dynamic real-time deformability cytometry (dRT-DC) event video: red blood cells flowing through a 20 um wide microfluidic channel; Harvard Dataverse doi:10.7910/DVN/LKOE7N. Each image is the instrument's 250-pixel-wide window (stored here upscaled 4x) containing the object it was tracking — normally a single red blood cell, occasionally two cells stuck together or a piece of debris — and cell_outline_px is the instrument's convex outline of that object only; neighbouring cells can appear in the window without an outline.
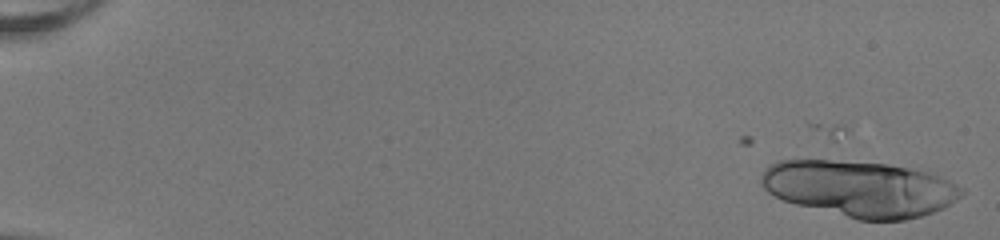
{"species": "human", "species_latin": "Homo sapiens", "temperature_condition": "room temperature", "stored_images_in_passage": 2, "camera_frame_rate_fps": 3000, "um_per_image_px": 0.085, "donor": {"sex": "female"}, "frame": {"image": 1, "passage_image": 2, "time_ms": 0.333, "image_size_px": [1000, 240], "cell_outline_px": [[964, 192], [956, 200], [944, 208], [920, 216], [904, 220], [856, 220], [796, 204], [784, 200], [768, 192], [764, 188], [760, 180], [760, 176], [772, 164], [780, 160], [828, 160], [884, 164], [908, 168], [928, 172], [948, 180], [964, 188]], "centroid_in_image_um": [73.09, 16.05], "position_along_channel_um": 11.9, "area_um2": 64.97}}